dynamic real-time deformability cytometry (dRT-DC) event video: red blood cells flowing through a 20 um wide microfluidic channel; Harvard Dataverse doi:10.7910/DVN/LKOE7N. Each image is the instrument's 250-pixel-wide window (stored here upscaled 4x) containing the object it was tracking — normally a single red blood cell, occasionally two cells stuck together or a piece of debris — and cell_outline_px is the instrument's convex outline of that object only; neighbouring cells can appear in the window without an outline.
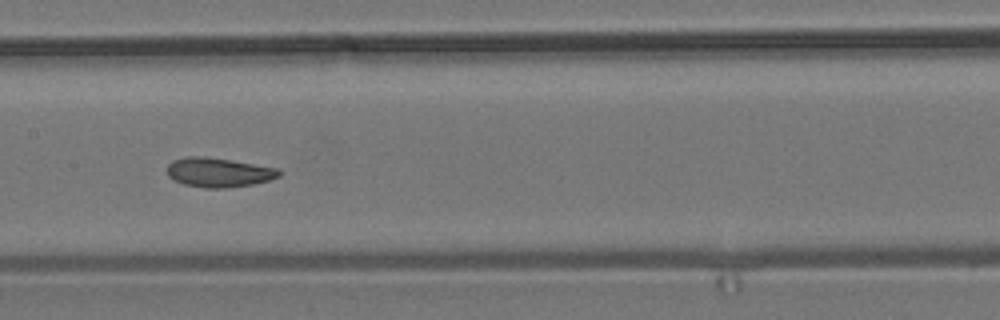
{"species": "common noctule bat (a hibernating species)", "species_latin": "Nyctalus noctula", "temperature_condition": "room temperature", "stored_images_in_passage": 13, "camera_frame_rate_fps": 3000, "um_per_image_px": 0.085, "animal": {"sex": "male", "body_mass_g": 19.2, "forearm_length_mm": 51.8}, "frame": {"image": 1, "passage_image": 6, "time_ms": 7.333, "image_size_px": [1000, 320], "cell_outline_px": [[284, 172], [280, 176], [268, 180], [252, 184], [228, 188], [204, 188], [184, 184], [168, 176], [168, 164], [172, 160], [184, 156], [204, 156], [276, 168]], "centroid_in_image_um": [18.57, 14.65], "position_along_channel_um": 188.8, "area_um2": 19.02}}
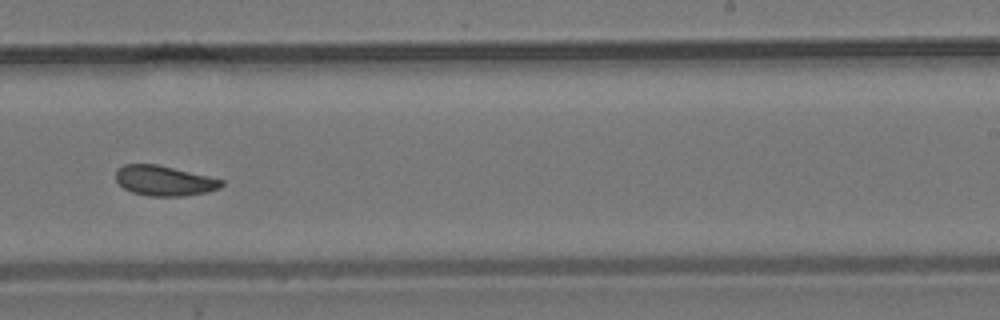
{"frame": {"image": 2, "passage_image": 8, "time_ms": 9.667, "image_size_px": [1000, 320], "cell_outline_px": [[224, 184], [220, 188], [208, 192], [184, 196], [148, 196], [132, 192], [124, 188], [116, 180], [116, 168], [124, 164], [156, 164], [208, 176], [224, 180]], "centroid_in_image_um": [13.96, 15.36], "position_along_channel_um": 275.0, "area_um2": 18.55}}
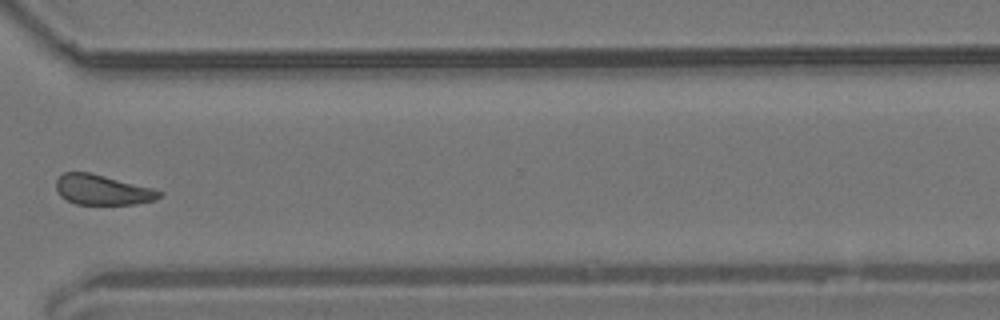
{"frame": {"image": 3, "passage_image": 10, "time_ms": 12.0, "image_size_px": [1000, 320], "cell_outline_px": [[164, 192], [156, 200], [136, 204], [76, 204], [60, 196], [56, 188], [56, 180], [64, 172], [88, 172], [156, 188]], "centroid_in_image_um": [8.75, 16.13], "position_along_channel_um": 361.8, "area_um2": 18.21}, "authors_computed_cell_mechanics": {"area_um2": 19.0162, "velocity_mm_per_s": 3.7203, "shape_relaxation_time_tau1_ms": 2.8637, "shape_relaxation_time_tau2_ms": 2.1653, "deformation_change_tau1": 0.07, "deformation_change_tau2": 0.0668}}